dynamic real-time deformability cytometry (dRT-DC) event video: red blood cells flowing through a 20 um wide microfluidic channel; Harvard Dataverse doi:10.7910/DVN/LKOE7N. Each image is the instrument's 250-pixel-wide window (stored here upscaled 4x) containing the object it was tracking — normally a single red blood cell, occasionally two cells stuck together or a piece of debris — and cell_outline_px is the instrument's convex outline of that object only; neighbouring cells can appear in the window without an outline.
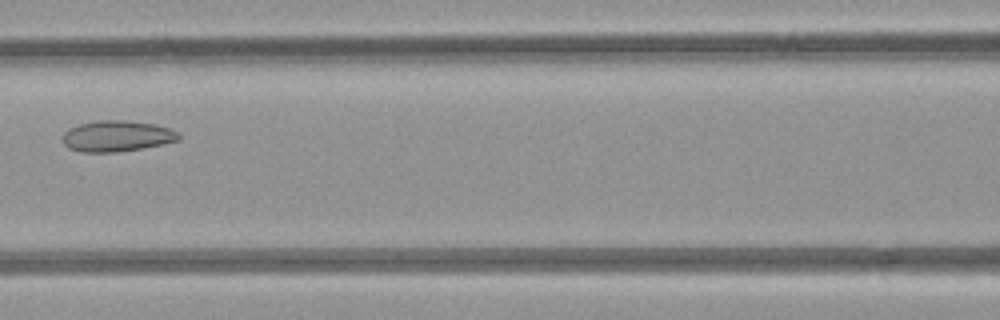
{"species": "common noctule bat (a hibernating species)", "species_latin": "Nyctalus noctula", "temperature_condition": "room temperature", "stored_images_in_passage": 6, "camera_frame_rate_fps": 3000, "um_per_image_px": 0.085, "animal": {"sex": "female", "body_mass_g": 21.9}, "frame": {"image": 1, "passage_image": 6, "time_ms": 5.667, "image_size_px": [1000, 320], "cell_outline_px": [[180, 140], [140, 148], [116, 152], [80, 152], [68, 148], [64, 144], [64, 132], [68, 128], [80, 124], [100, 120], [124, 120], [156, 124], [168, 128], [176, 132], [180, 136]], "centroid_in_image_um": [9.91, 11.56], "position_along_channel_um": 156.7, "area_um2": 20.75}}